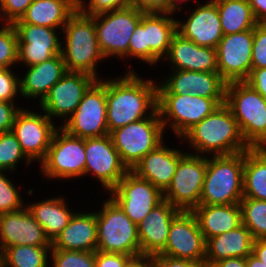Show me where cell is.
Here are the masks:
<instances>
[{
    "label": "cell",
    "mask_w": 266,
    "mask_h": 267,
    "mask_svg": "<svg viewBox=\"0 0 266 267\" xmlns=\"http://www.w3.org/2000/svg\"><path fill=\"white\" fill-rule=\"evenodd\" d=\"M132 6L145 13H170V0H131Z\"/></svg>",
    "instance_id": "49"
},
{
    "label": "cell",
    "mask_w": 266,
    "mask_h": 267,
    "mask_svg": "<svg viewBox=\"0 0 266 267\" xmlns=\"http://www.w3.org/2000/svg\"><path fill=\"white\" fill-rule=\"evenodd\" d=\"M173 13H145V38L149 46V65L166 57L173 36L177 33V20Z\"/></svg>",
    "instance_id": "29"
},
{
    "label": "cell",
    "mask_w": 266,
    "mask_h": 267,
    "mask_svg": "<svg viewBox=\"0 0 266 267\" xmlns=\"http://www.w3.org/2000/svg\"><path fill=\"white\" fill-rule=\"evenodd\" d=\"M23 159L30 166L31 161L23 153L15 134L12 131L0 133V171L14 172Z\"/></svg>",
    "instance_id": "37"
},
{
    "label": "cell",
    "mask_w": 266,
    "mask_h": 267,
    "mask_svg": "<svg viewBox=\"0 0 266 267\" xmlns=\"http://www.w3.org/2000/svg\"><path fill=\"white\" fill-rule=\"evenodd\" d=\"M77 0V10L88 16L125 9L132 6L131 0Z\"/></svg>",
    "instance_id": "41"
},
{
    "label": "cell",
    "mask_w": 266,
    "mask_h": 267,
    "mask_svg": "<svg viewBox=\"0 0 266 267\" xmlns=\"http://www.w3.org/2000/svg\"><path fill=\"white\" fill-rule=\"evenodd\" d=\"M220 16L223 35L253 29L257 20L247 0H214Z\"/></svg>",
    "instance_id": "34"
},
{
    "label": "cell",
    "mask_w": 266,
    "mask_h": 267,
    "mask_svg": "<svg viewBox=\"0 0 266 267\" xmlns=\"http://www.w3.org/2000/svg\"><path fill=\"white\" fill-rule=\"evenodd\" d=\"M13 245L51 246L43 227L26 206L0 214V254Z\"/></svg>",
    "instance_id": "21"
},
{
    "label": "cell",
    "mask_w": 266,
    "mask_h": 267,
    "mask_svg": "<svg viewBox=\"0 0 266 267\" xmlns=\"http://www.w3.org/2000/svg\"><path fill=\"white\" fill-rule=\"evenodd\" d=\"M77 10V0H33L26 13L14 23H28L62 31ZM61 29V30H60Z\"/></svg>",
    "instance_id": "31"
},
{
    "label": "cell",
    "mask_w": 266,
    "mask_h": 267,
    "mask_svg": "<svg viewBox=\"0 0 266 267\" xmlns=\"http://www.w3.org/2000/svg\"><path fill=\"white\" fill-rule=\"evenodd\" d=\"M179 212L170 202L163 200L137 225L141 254L154 256L165 249L170 225Z\"/></svg>",
    "instance_id": "23"
},
{
    "label": "cell",
    "mask_w": 266,
    "mask_h": 267,
    "mask_svg": "<svg viewBox=\"0 0 266 267\" xmlns=\"http://www.w3.org/2000/svg\"><path fill=\"white\" fill-rule=\"evenodd\" d=\"M184 154L181 149L165 146L164 141L144 156L131 171L164 192L169 187Z\"/></svg>",
    "instance_id": "24"
},
{
    "label": "cell",
    "mask_w": 266,
    "mask_h": 267,
    "mask_svg": "<svg viewBox=\"0 0 266 267\" xmlns=\"http://www.w3.org/2000/svg\"><path fill=\"white\" fill-rule=\"evenodd\" d=\"M109 193L110 197L136 225L164 200V194L160 189L149 181L139 178L131 170Z\"/></svg>",
    "instance_id": "13"
},
{
    "label": "cell",
    "mask_w": 266,
    "mask_h": 267,
    "mask_svg": "<svg viewBox=\"0 0 266 267\" xmlns=\"http://www.w3.org/2000/svg\"><path fill=\"white\" fill-rule=\"evenodd\" d=\"M243 197L266 201V148L244 151Z\"/></svg>",
    "instance_id": "33"
},
{
    "label": "cell",
    "mask_w": 266,
    "mask_h": 267,
    "mask_svg": "<svg viewBox=\"0 0 266 267\" xmlns=\"http://www.w3.org/2000/svg\"><path fill=\"white\" fill-rule=\"evenodd\" d=\"M166 58L172 64L171 70L218 72L216 49L199 46L178 32L173 36Z\"/></svg>",
    "instance_id": "25"
},
{
    "label": "cell",
    "mask_w": 266,
    "mask_h": 267,
    "mask_svg": "<svg viewBox=\"0 0 266 267\" xmlns=\"http://www.w3.org/2000/svg\"><path fill=\"white\" fill-rule=\"evenodd\" d=\"M4 172L6 171H0V214L20 210L26 205L19 189H16Z\"/></svg>",
    "instance_id": "40"
},
{
    "label": "cell",
    "mask_w": 266,
    "mask_h": 267,
    "mask_svg": "<svg viewBox=\"0 0 266 267\" xmlns=\"http://www.w3.org/2000/svg\"><path fill=\"white\" fill-rule=\"evenodd\" d=\"M246 264L247 267H266V264L259 260L252 253L246 257Z\"/></svg>",
    "instance_id": "55"
},
{
    "label": "cell",
    "mask_w": 266,
    "mask_h": 267,
    "mask_svg": "<svg viewBox=\"0 0 266 267\" xmlns=\"http://www.w3.org/2000/svg\"><path fill=\"white\" fill-rule=\"evenodd\" d=\"M85 139L73 136L60 126L54 132L41 173L48 179H76L84 176Z\"/></svg>",
    "instance_id": "9"
},
{
    "label": "cell",
    "mask_w": 266,
    "mask_h": 267,
    "mask_svg": "<svg viewBox=\"0 0 266 267\" xmlns=\"http://www.w3.org/2000/svg\"><path fill=\"white\" fill-rule=\"evenodd\" d=\"M252 254L266 264V239H255Z\"/></svg>",
    "instance_id": "54"
},
{
    "label": "cell",
    "mask_w": 266,
    "mask_h": 267,
    "mask_svg": "<svg viewBox=\"0 0 266 267\" xmlns=\"http://www.w3.org/2000/svg\"><path fill=\"white\" fill-rule=\"evenodd\" d=\"M106 113V80L99 78L86 91L76 111L60 127L79 138L102 137L110 134Z\"/></svg>",
    "instance_id": "11"
},
{
    "label": "cell",
    "mask_w": 266,
    "mask_h": 267,
    "mask_svg": "<svg viewBox=\"0 0 266 267\" xmlns=\"http://www.w3.org/2000/svg\"><path fill=\"white\" fill-rule=\"evenodd\" d=\"M11 69H0V101L15 102L20 95V76Z\"/></svg>",
    "instance_id": "44"
},
{
    "label": "cell",
    "mask_w": 266,
    "mask_h": 267,
    "mask_svg": "<svg viewBox=\"0 0 266 267\" xmlns=\"http://www.w3.org/2000/svg\"><path fill=\"white\" fill-rule=\"evenodd\" d=\"M163 128L158 110L151 116L110 132L113 145L125 166L132 168L163 142Z\"/></svg>",
    "instance_id": "8"
},
{
    "label": "cell",
    "mask_w": 266,
    "mask_h": 267,
    "mask_svg": "<svg viewBox=\"0 0 266 267\" xmlns=\"http://www.w3.org/2000/svg\"><path fill=\"white\" fill-rule=\"evenodd\" d=\"M210 157L199 205L239 203L243 198L244 151Z\"/></svg>",
    "instance_id": "5"
},
{
    "label": "cell",
    "mask_w": 266,
    "mask_h": 267,
    "mask_svg": "<svg viewBox=\"0 0 266 267\" xmlns=\"http://www.w3.org/2000/svg\"><path fill=\"white\" fill-rule=\"evenodd\" d=\"M154 267H207L205 262L173 258L162 254L153 256Z\"/></svg>",
    "instance_id": "48"
},
{
    "label": "cell",
    "mask_w": 266,
    "mask_h": 267,
    "mask_svg": "<svg viewBox=\"0 0 266 267\" xmlns=\"http://www.w3.org/2000/svg\"><path fill=\"white\" fill-rule=\"evenodd\" d=\"M205 240L231 231L242 224L239 203L224 205H198L192 211Z\"/></svg>",
    "instance_id": "30"
},
{
    "label": "cell",
    "mask_w": 266,
    "mask_h": 267,
    "mask_svg": "<svg viewBox=\"0 0 266 267\" xmlns=\"http://www.w3.org/2000/svg\"><path fill=\"white\" fill-rule=\"evenodd\" d=\"M209 267H247L246 258L231 257L219 260Z\"/></svg>",
    "instance_id": "53"
},
{
    "label": "cell",
    "mask_w": 266,
    "mask_h": 267,
    "mask_svg": "<svg viewBox=\"0 0 266 267\" xmlns=\"http://www.w3.org/2000/svg\"><path fill=\"white\" fill-rule=\"evenodd\" d=\"M266 99V68L251 69L244 81Z\"/></svg>",
    "instance_id": "50"
},
{
    "label": "cell",
    "mask_w": 266,
    "mask_h": 267,
    "mask_svg": "<svg viewBox=\"0 0 266 267\" xmlns=\"http://www.w3.org/2000/svg\"><path fill=\"white\" fill-rule=\"evenodd\" d=\"M27 68L23 78L20 77V95L25 100L38 98L39 103L67 72L61 54Z\"/></svg>",
    "instance_id": "27"
},
{
    "label": "cell",
    "mask_w": 266,
    "mask_h": 267,
    "mask_svg": "<svg viewBox=\"0 0 266 267\" xmlns=\"http://www.w3.org/2000/svg\"><path fill=\"white\" fill-rule=\"evenodd\" d=\"M61 55L67 71L88 73L98 78L96 65L105 59L96 35L94 16L76 10L62 29Z\"/></svg>",
    "instance_id": "3"
},
{
    "label": "cell",
    "mask_w": 266,
    "mask_h": 267,
    "mask_svg": "<svg viewBox=\"0 0 266 267\" xmlns=\"http://www.w3.org/2000/svg\"><path fill=\"white\" fill-rule=\"evenodd\" d=\"M33 0H0V20L13 24L26 13Z\"/></svg>",
    "instance_id": "45"
},
{
    "label": "cell",
    "mask_w": 266,
    "mask_h": 267,
    "mask_svg": "<svg viewBox=\"0 0 266 267\" xmlns=\"http://www.w3.org/2000/svg\"><path fill=\"white\" fill-rule=\"evenodd\" d=\"M145 12L130 6L94 16L96 35L103 56L128 58L130 38Z\"/></svg>",
    "instance_id": "10"
},
{
    "label": "cell",
    "mask_w": 266,
    "mask_h": 267,
    "mask_svg": "<svg viewBox=\"0 0 266 267\" xmlns=\"http://www.w3.org/2000/svg\"><path fill=\"white\" fill-rule=\"evenodd\" d=\"M84 176L93 175L106 191L113 189L129 169L122 162L111 136L85 138Z\"/></svg>",
    "instance_id": "15"
},
{
    "label": "cell",
    "mask_w": 266,
    "mask_h": 267,
    "mask_svg": "<svg viewBox=\"0 0 266 267\" xmlns=\"http://www.w3.org/2000/svg\"><path fill=\"white\" fill-rule=\"evenodd\" d=\"M266 68V23H258L253 28L252 67Z\"/></svg>",
    "instance_id": "43"
},
{
    "label": "cell",
    "mask_w": 266,
    "mask_h": 267,
    "mask_svg": "<svg viewBox=\"0 0 266 267\" xmlns=\"http://www.w3.org/2000/svg\"><path fill=\"white\" fill-rule=\"evenodd\" d=\"M197 155H232L247 151L237 120L230 109L220 105L213 113L193 125L181 137Z\"/></svg>",
    "instance_id": "2"
},
{
    "label": "cell",
    "mask_w": 266,
    "mask_h": 267,
    "mask_svg": "<svg viewBox=\"0 0 266 267\" xmlns=\"http://www.w3.org/2000/svg\"><path fill=\"white\" fill-rule=\"evenodd\" d=\"M101 210L95 212L97 223L96 250L105 253L141 254L137 225L111 198L105 199Z\"/></svg>",
    "instance_id": "6"
},
{
    "label": "cell",
    "mask_w": 266,
    "mask_h": 267,
    "mask_svg": "<svg viewBox=\"0 0 266 267\" xmlns=\"http://www.w3.org/2000/svg\"><path fill=\"white\" fill-rule=\"evenodd\" d=\"M21 109L15 102L0 101V133L12 131L15 116Z\"/></svg>",
    "instance_id": "46"
},
{
    "label": "cell",
    "mask_w": 266,
    "mask_h": 267,
    "mask_svg": "<svg viewBox=\"0 0 266 267\" xmlns=\"http://www.w3.org/2000/svg\"><path fill=\"white\" fill-rule=\"evenodd\" d=\"M162 83H157V94H193L206 98H225L226 82L219 72L172 70Z\"/></svg>",
    "instance_id": "20"
},
{
    "label": "cell",
    "mask_w": 266,
    "mask_h": 267,
    "mask_svg": "<svg viewBox=\"0 0 266 267\" xmlns=\"http://www.w3.org/2000/svg\"><path fill=\"white\" fill-rule=\"evenodd\" d=\"M65 201L63 197L58 196L25 205L34 219L43 227L51 243L67 226L75 213L67 207L68 202Z\"/></svg>",
    "instance_id": "32"
},
{
    "label": "cell",
    "mask_w": 266,
    "mask_h": 267,
    "mask_svg": "<svg viewBox=\"0 0 266 267\" xmlns=\"http://www.w3.org/2000/svg\"><path fill=\"white\" fill-rule=\"evenodd\" d=\"M194 1L199 3V1H197V0H194ZM186 2H189V1L188 0H170V13L177 14L178 10L181 11L182 9H184L183 8L184 6L181 7V5L183 3L186 4Z\"/></svg>",
    "instance_id": "56"
},
{
    "label": "cell",
    "mask_w": 266,
    "mask_h": 267,
    "mask_svg": "<svg viewBox=\"0 0 266 267\" xmlns=\"http://www.w3.org/2000/svg\"><path fill=\"white\" fill-rule=\"evenodd\" d=\"M130 255L95 251L96 267H124Z\"/></svg>",
    "instance_id": "47"
},
{
    "label": "cell",
    "mask_w": 266,
    "mask_h": 267,
    "mask_svg": "<svg viewBox=\"0 0 266 267\" xmlns=\"http://www.w3.org/2000/svg\"><path fill=\"white\" fill-rule=\"evenodd\" d=\"M124 267H154L153 256L144 254L131 256Z\"/></svg>",
    "instance_id": "52"
},
{
    "label": "cell",
    "mask_w": 266,
    "mask_h": 267,
    "mask_svg": "<svg viewBox=\"0 0 266 267\" xmlns=\"http://www.w3.org/2000/svg\"><path fill=\"white\" fill-rule=\"evenodd\" d=\"M128 57L149 64V46H146L145 38V13L141 16V21L130 38Z\"/></svg>",
    "instance_id": "42"
},
{
    "label": "cell",
    "mask_w": 266,
    "mask_h": 267,
    "mask_svg": "<svg viewBox=\"0 0 266 267\" xmlns=\"http://www.w3.org/2000/svg\"><path fill=\"white\" fill-rule=\"evenodd\" d=\"M242 223L254 239H266V201L243 197L239 202Z\"/></svg>",
    "instance_id": "36"
},
{
    "label": "cell",
    "mask_w": 266,
    "mask_h": 267,
    "mask_svg": "<svg viewBox=\"0 0 266 267\" xmlns=\"http://www.w3.org/2000/svg\"><path fill=\"white\" fill-rule=\"evenodd\" d=\"M194 9L187 21L177 20V32L199 46L216 49L223 33L215 1L200 3Z\"/></svg>",
    "instance_id": "22"
},
{
    "label": "cell",
    "mask_w": 266,
    "mask_h": 267,
    "mask_svg": "<svg viewBox=\"0 0 266 267\" xmlns=\"http://www.w3.org/2000/svg\"><path fill=\"white\" fill-rule=\"evenodd\" d=\"M207 156L186 152L177 165L164 200L180 211H193L199 204L206 175Z\"/></svg>",
    "instance_id": "12"
},
{
    "label": "cell",
    "mask_w": 266,
    "mask_h": 267,
    "mask_svg": "<svg viewBox=\"0 0 266 267\" xmlns=\"http://www.w3.org/2000/svg\"><path fill=\"white\" fill-rule=\"evenodd\" d=\"M253 29L223 35L216 48L218 72L226 83L247 79L252 67Z\"/></svg>",
    "instance_id": "17"
},
{
    "label": "cell",
    "mask_w": 266,
    "mask_h": 267,
    "mask_svg": "<svg viewBox=\"0 0 266 267\" xmlns=\"http://www.w3.org/2000/svg\"><path fill=\"white\" fill-rule=\"evenodd\" d=\"M250 148H266V99L246 82L226 84L225 103Z\"/></svg>",
    "instance_id": "4"
},
{
    "label": "cell",
    "mask_w": 266,
    "mask_h": 267,
    "mask_svg": "<svg viewBox=\"0 0 266 267\" xmlns=\"http://www.w3.org/2000/svg\"><path fill=\"white\" fill-rule=\"evenodd\" d=\"M254 238L250 230L242 223L235 229L206 240L205 264L231 257L246 258L252 253Z\"/></svg>",
    "instance_id": "28"
},
{
    "label": "cell",
    "mask_w": 266,
    "mask_h": 267,
    "mask_svg": "<svg viewBox=\"0 0 266 267\" xmlns=\"http://www.w3.org/2000/svg\"><path fill=\"white\" fill-rule=\"evenodd\" d=\"M160 254L205 262L206 240L192 211H180L173 218L165 249Z\"/></svg>",
    "instance_id": "18"
},
{
    "label": "cell",
    "mask_w": 266,
    "mask_h": 267,
    "mask_svg": "<svg viewBox=\"0 0 266 267\" xmlns=\"http://www.w3.org/2000/svg\"><path fill=\"white\" fill-rule=\"evenodd\" d=\"M258 23H266V0H247Z\"/></svg>",
    "instance_id": "51"
},
{
    "label": "cell",
    "mask_w": 266,
    "mask_h": 267,
    "mask_svg": "<svg viewBox=\"0 0 266 267\" xmlns=\"http://www.w3.org/2000/svg\"><path fill=\"white\" fill-rule=\"evenodd\" d=\"M106 80L109 133L132 122L151 117L157 111V83L139 77L133 70Z\"/></svg>",
    "instance_id": "1"
},
{
    "label": "cell",
    "mask_w": 266,
    "mask_h": 267,
    "mask_svg": "<svg viewBox=\"0 0 266 267\" xmlns=\"http://www.w3.org/2000/svg\"><path fill=\"white\" fill-rule=\"evenodd\" d=\"M96 80L88 73L67 71L38 104L40 110L51 120L58 117L65 121L76 111L84 94Z\"/></svg>",
    "instance_id": "16"
},
{
    "label": "cell",
    "mask_w": 266,
    "mask_h": 267,
    "mask_svg": "<svg viewBox=\"0 0 266 267\" xmlns=\"http://www.w3.org/2000/svg\"><path fill=\"white\" fill-rule=\"evenodd\" d=\"M75 212L67 226L51 243V249L95 252L97 223L95 212Z\"/></svg>",
    "instance_id": "26"
},
{
    "label": "cell",
    "mask_w": 266,
    "mask_h": 267,
    "mask_svg": "<svg viewBox=\"0 0 266 267\" xmlns=\"http://www.w3.org/2000/svg\"><path fill=\"white\" fill-rule=\"evenodd\" d=\"M18 37V64L29 67L61 54L57 29L28 23H13Z\"/></svg>",
    "instance_id": "19"
},
{
    "label": "cell",
    "mask_w": 266,
    "mask_h": 267,
    "mask_svg": "<svg viewBox=\"0 0 266 267\" xmlns=\"http://www.w3.org/2000/svg\"><path fill=\"white\" fill-rule=\"evenodd\" d=\"M52 267H96L95 252L51 249Z\"/></svg>",
    "instance_id": "39"
},
{
    "label": "cell",
    "mask_w": 266,
    "mask_h": 267,
    "mask_svg": "<svg viewBox=\"0 0 266 267\" xmlns=\"http://www.w3.org/2000/svg\"><path fill=\"white\" fill-rule=\"evenodd\" d=\"M225 98H206L193 94H157V110L163 128L180 137L193 125L213 113ZM168 126V127H167Z\"/></svg>",
    "instance_id": "7"
},
{
    "label": "cell",
    "mask_w": 266,
    "mask_h": 267,
    "mask_svg": "<svg viewBox=\"0 0 266 267\" xmlns=\"http://www.w3.org/2000/svg\"><path fill=\"white\" fill-rule=\"evenodd\" d=\"M37 113L22 107L15 116L12 132L26 157L31 162L36 160L41 163L47 155L57 126L44 111L41 112L43 115Z\"/></svg>",
    "instance_id": "14"
},
{
    "label": "cell",
    "mask_w": 266,
    "mask_h": 267,
    "mask_svg": "<svg viewBox=\"0 0 266 267\" xmlns=\"http://www.w3.org/2000/svg\"><path fill=\"white\" fill-rule=\"evenodd\" d=\"M0 28V69L18 64V37L12 24L2 23Z\"/></svg>",
    "instance_id": "38"
},
{
    "label": "cell",
    "mask_w": 266,
    "mask_h": 267,
    "mask_svg": "<svg viewBox=\"0 0 266 267\" xmlns=\"http://www.w3.org/2000/svg\"><path fill=\"white\" fill-rule=\"evenodd\" d=\"M51 246L13 245L1 254V267H51Z\"/></svg>",
    "instance_id": "35"
}]
</instances>
